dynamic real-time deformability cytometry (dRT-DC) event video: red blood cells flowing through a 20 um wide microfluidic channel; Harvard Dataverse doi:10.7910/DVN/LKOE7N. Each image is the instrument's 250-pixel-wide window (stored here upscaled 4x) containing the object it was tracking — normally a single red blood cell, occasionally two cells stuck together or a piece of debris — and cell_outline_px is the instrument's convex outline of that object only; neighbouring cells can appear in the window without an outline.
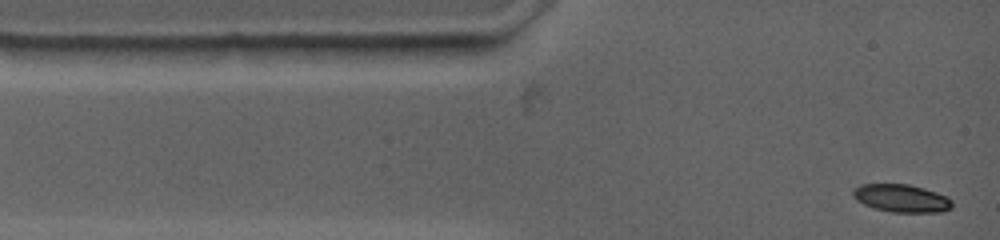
{"species": "common noctule bat (a hibernating species)", "species_latin": "Nyctalus noctula", "temperature_condition": "warm", "stored_images_in_passage": 65, "camera_frame_rate_fps": 4500, "um_per_image_px": 0.085, "animal": {"sex": "female", "body_mass_g": 19.0, "forearm_length_mm": 53.3}, "frame": {"image": 1, "passage_image": 1, "time_ms": 0.0, "image_size_px": [1000, 240], "cell_outline_px": [[952, 208], [944, 212], [892, 212], [872, 208], [856, 200], [852, 196], [852, 192], [856, 188], [864, 184], [908, 184], [948, 196], [952, 200]], "centroid_in_image_um": [76.64, 16.87], "position_along_channel_um": 8.4, "area_um2": 16.07}}
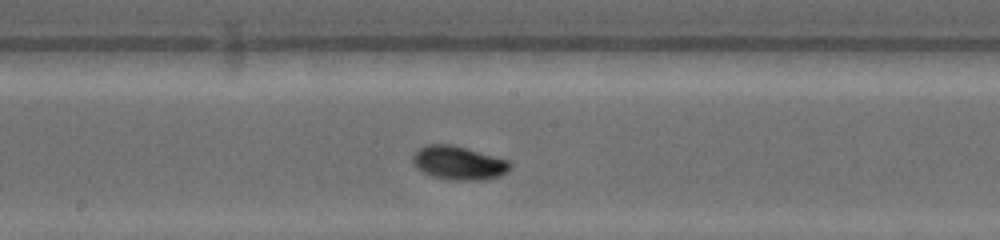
{"frame": {"image": 2, "passage_image": 38, "time_ms": 6.444, "image_size_px": [1000, 240], "cell_outline_px": [[512, 168], [508, 172], [500, 176], [480, 180], [448, 180], [432, 176], [424, 172], [412, 164], [412, 156], [420, 148], [428, 144], [456, 144], [508, 160], [512, 164]], "centroid_in_image_um": [39.01, 13.84], "position_along_channel_um": 209.2, "area_um2": 19.36}}
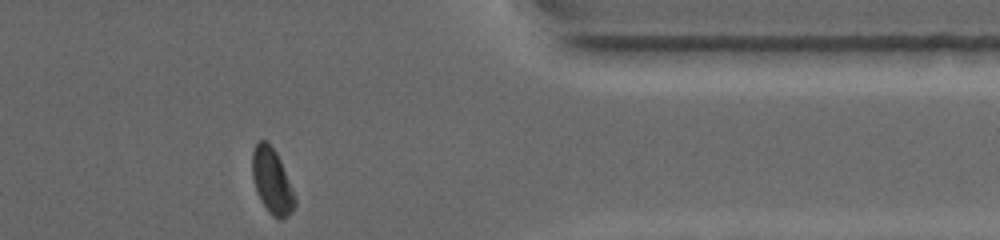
{"frame": {"image": 3, "passage_image": 65, "time_ms": 11.778, "image_size_px": [1000, 240], "cell_outline_px": [[296, 204], [292, 212], [288, 216], [280, 220], [276, 220], [268, 212], [256, 192], [252, 176], [252, 152], [256, 144], [260, 140], [268, 140], [276, 152], [280, 160], [296, 200]], "centroid_in_image_um": [23.1, 15.41], "position_along_channel_um": 388.3, "area_um2": 16.24}, "authors_computed_cell_mechanics": {"area_um2": 17.7446, "velocity_mm_per_s": 3.7159, "shape_relaxation_time_tau1_ms": 2.6063, "shape_relaxation_time_tau2_ms": 3.4483, "deformation_change_tau1": 0.1556, "deformation_change_tau2": 0.0156}}